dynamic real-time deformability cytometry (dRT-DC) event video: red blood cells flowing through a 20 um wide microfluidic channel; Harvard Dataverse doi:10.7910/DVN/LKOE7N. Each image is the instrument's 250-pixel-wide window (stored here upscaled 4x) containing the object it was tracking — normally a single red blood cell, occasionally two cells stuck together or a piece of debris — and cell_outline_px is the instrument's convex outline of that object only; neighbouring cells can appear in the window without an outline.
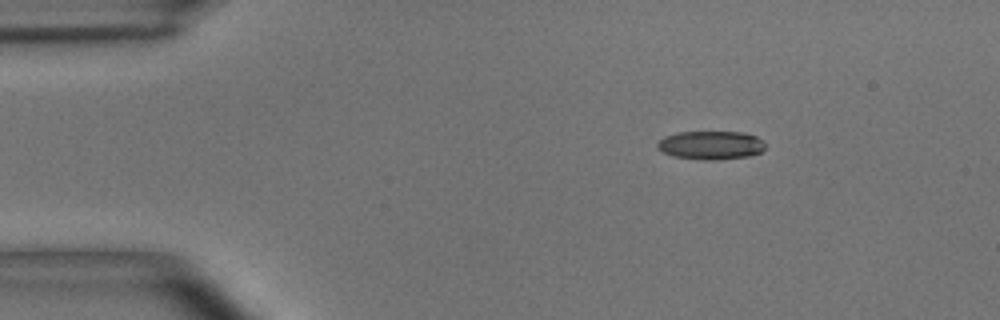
{"species": "common noctule bat (a hibernating species)", "species_latin": "Nyctalus noctula", "temperature_condition": "room temperature", "stored_images_in_passage": 47, "camera_frame_rate_fps": 3000, "um_per_image_px": 0.085, "animal": {"sex": "male", "body_mass_g": 15.6}, "frame": {"image": 1, "passage_image": 1, "time_ms": 0.0, "image_size_px": [1000, 320], "cell_outline_px": [[768, 144], [760, 152], [748, 156], [716, 160], [700, 160], [672, 156], [656, 148], [656, 144], [664, 136], [676, 132], [744, 132], [756, 136], [764, 140]], "centroid_in_image_um": [60.43, 12.34], "position_along_channel_um": 24.6, "area_um2": 18.21}}
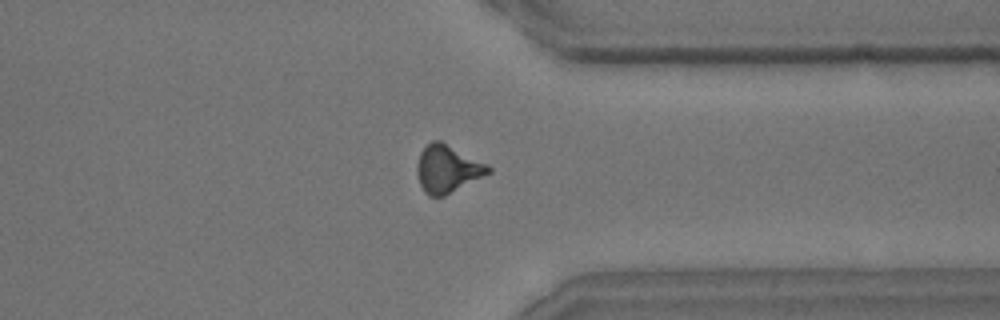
{"frame": {"image": 2, "passage_image": 35, "time_ms": 11.333, "image_size_px": [1000, 320], "cell_outline_px": [[492, 172], [444, 196], [428, 196], [424, 192], [420, 184], [416, 172], [416, 164], [420, 152], [432, 140], [440, 140], [488, 164], [492, 168]], "centroid_in_image_um": [38.03, 14.35], "position_along_channel_um": 373.4, "area_um2": 19.83}}
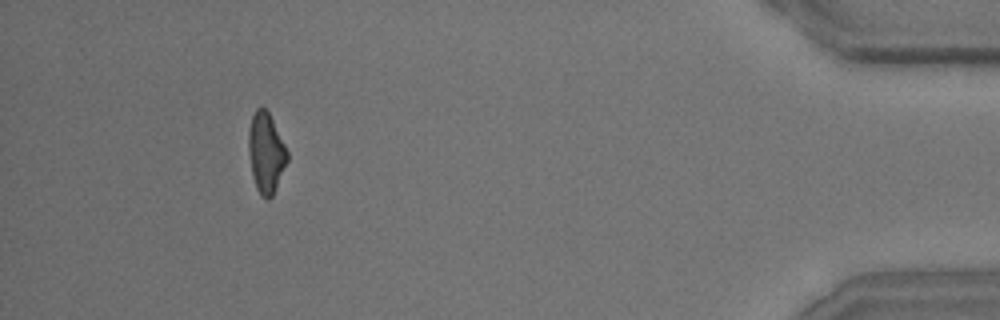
{"frame": {"image": 3, "passage_image": 43, "time_ms": 14.0, "image_size_px": [1000, 320], "cell_outline_px": [[288, 160], [272, 196], [268, 200], [264, 200], [260, 196], [256, 188], [252, 176], [248, 152], [248, 132], [252, 116], [256, 108], [264, 108], [268, 112], [288, 152]], "centroid_in_image_um": [22.59, 13.03], "position_along_channel_um": 412.6, "area_um2": 18.03}, "authors_computed_cell_mechanics": {"area_um2": 18.9584, "velocity_mm_per_s": 3.675, "shape_relaxation_time_tau1_ms": 5.9276, "shape_relaxation_time_tau2_ms": 2.0206, "deformation_change_tau1": 0.17, "deformation_change_tau2": 0.0976}}